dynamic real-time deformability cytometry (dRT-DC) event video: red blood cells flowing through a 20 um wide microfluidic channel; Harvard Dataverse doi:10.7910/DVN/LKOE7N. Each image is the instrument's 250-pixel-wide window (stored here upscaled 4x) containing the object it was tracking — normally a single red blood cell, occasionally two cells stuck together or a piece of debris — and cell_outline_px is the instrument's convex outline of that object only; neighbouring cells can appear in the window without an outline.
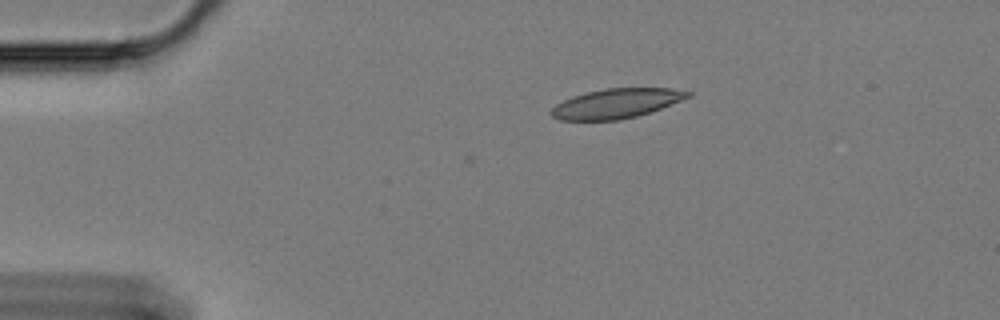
{"species": "Egyptian fruit bat (a non-hibernating species)", "species_latin": "Rousettus aegyptiacus", "temperature_condition": "cold", "stored_images_in_passage": 49, "camera_frame_rate_fps": 3000, "um_per_image_px": 0.085, "animal": {"sex": "female"}, "frame": {"image": 1, "passage_image": 1, "time_ms": 0.0, "image_size_px": [1000, 320], "cell_outline_px": [[692, 96], [660, 108], [636, 116], [620, 120], [560, 120], [552, 116], [548, 112], [556, 104], [572, 96], [604, 88], [672, 88], [692, 92]], "centroid_in_image_um": [52.37, 8.79], "position_along_channel_um": 32.6, "area_um2": 23.47}}
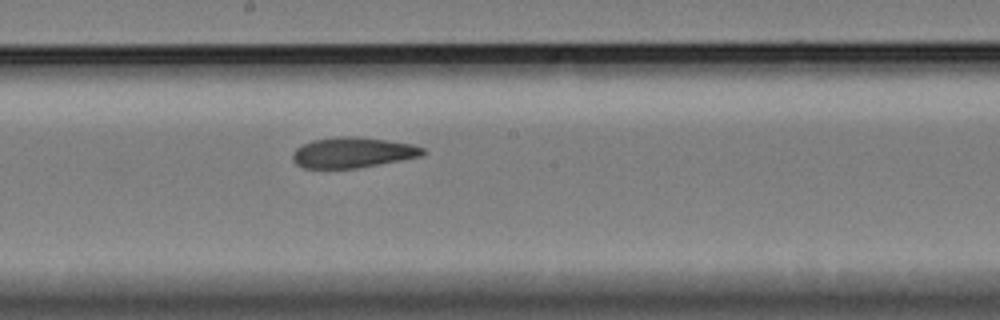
{"frame": {"image": 2, "passage_image": 22, "time_ms": 7.0, "image_size_px": [1000, 320], "cell_outline_px": [[428, 152], [424, 156], [356, 168], [304, 168], [296, 164], [292, 160], [292, 152], [296, 148], [312, 140], [340, 136], [356, 136], [412, 144], [424, 148]], "centroid_in_image_um": [29.99, 12.96], "position_along_channel_um": 218.2, "area_um2": 23.18}}
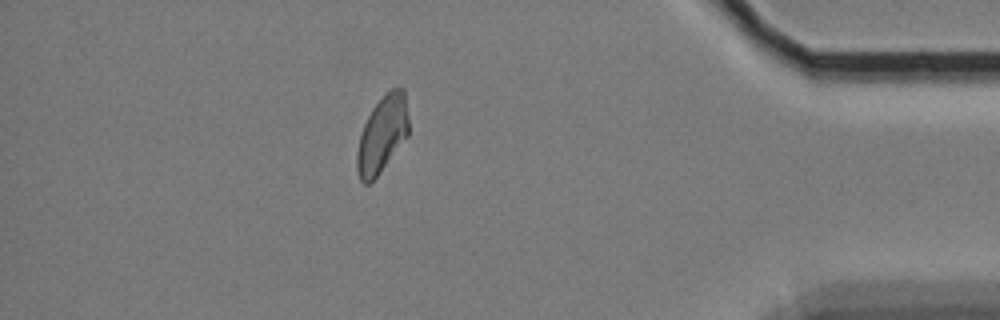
{"frame": {"image": 3, "passage_image": 42, "time_ms": 13.667, "image_size_px": [1000, 320], "cell_outline_px": [[408, 136], [376, 176], [368, 184], [364, 184], [360, 180], [356, 172], [356, 152], [360, 136], [364, 124], [372, 108], [392, 88], [404, 88], [408, 120]], "centroid_in_image_um": [32.47, 11.44], "position_along_channel_um": 402.7, "area_um2": 22.72}, "authors_computed_cell_mechanics": {"area_um2": 23.698, "velocity_mm_per_s": 3.3358, "shape_relaxation_time_tau1_ms": null, "shape_relaxation_time_tau2_ms": 3.3275, "deformation_change_tau1": null, "deformation_change_tau2": 0.0975}}